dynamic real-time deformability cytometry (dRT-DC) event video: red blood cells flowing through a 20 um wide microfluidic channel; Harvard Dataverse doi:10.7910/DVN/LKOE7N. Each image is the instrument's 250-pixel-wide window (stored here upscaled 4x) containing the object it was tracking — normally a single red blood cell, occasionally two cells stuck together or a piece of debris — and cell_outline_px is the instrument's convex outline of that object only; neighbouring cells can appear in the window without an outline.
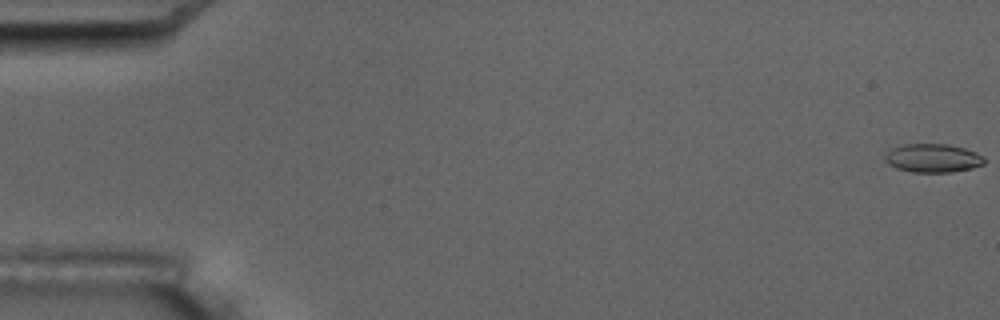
{"species": "common noctule bat (a hibernating species)", "species_latin": "Nyctalus noctula", "temperature_condition": "room temperature", "stored_images_in_passage": 5, "camera_frame_rate_fps": 3000, "um_per_image_px": 0.085, "animal": {"sex": "male", "body_mass_g": 17.5, "forearm_length_mm": 52.3}, "frame": {"image": 1, "passage_image": 1, "time_ms": 0.0, "image_size_px": [1000, 320], "cell_outline_px": [[984, 164], [972, 168], [952, 172], [912, 172], [896, 168], [888, 164], [884, 156], [892, 148], [904, 144], [948, 144], [964, 148], [976, 152], [984, 156]], "centroid_in_image_um": [79.3, 13.44], "position_along_channel_um": 5.7, "area_um2": 16.53}}